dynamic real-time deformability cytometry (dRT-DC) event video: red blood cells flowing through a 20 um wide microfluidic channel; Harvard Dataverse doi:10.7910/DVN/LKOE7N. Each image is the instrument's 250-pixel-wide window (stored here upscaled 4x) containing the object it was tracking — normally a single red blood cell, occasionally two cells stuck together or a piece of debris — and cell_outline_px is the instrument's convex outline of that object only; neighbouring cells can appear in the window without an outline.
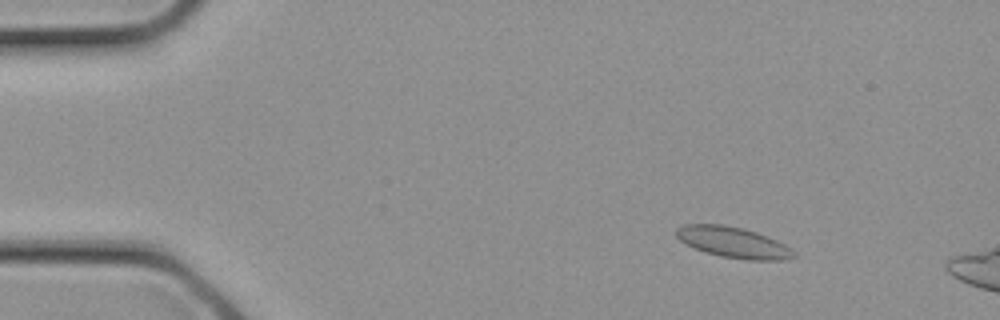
{"species": "common noctule bat (a hibernating species)", "species_latin": "Nyctalus noctula", "temperature_condition": "cold", "stored_images_in_passage": 7, "camera_frame_rate_fps": 3000, "um_per_image_px": 0.085, "animal": {"sex": "female", "body_mass_g": 21.9}, "frame": {"image": 1, "passage_image": 4, "time_ms": 1.0, "image_size_px": [1000, 320], "cell_outline_px": [[796, 256], [784, 260], [744, 260], [720, 256], [704, 252], [680, 240], [676, 236], [676, 228], [684, 224], [724, 224], [744, 228], [768, 236], [784, 244], [796, 252]], "centroid_in_image_um": [62.34, 20.6], "position_along_channel_um": 22.7, "area_um2": 21.21}}